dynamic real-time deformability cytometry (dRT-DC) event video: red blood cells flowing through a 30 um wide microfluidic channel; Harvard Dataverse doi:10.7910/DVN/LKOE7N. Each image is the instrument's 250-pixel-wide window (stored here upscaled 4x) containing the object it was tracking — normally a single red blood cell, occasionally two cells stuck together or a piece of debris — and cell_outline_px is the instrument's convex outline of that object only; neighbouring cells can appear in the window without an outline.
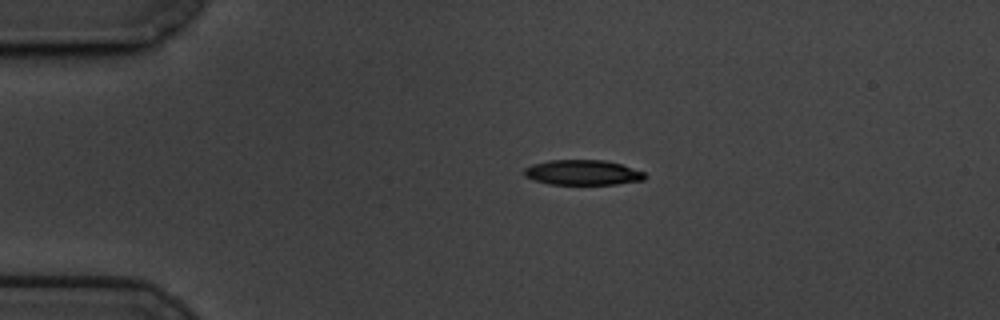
{"species": "common noctule bat (a hibernating species)", "species_latin": "Nyctalus noctula", "temperature_condition": "cold", "stored_images_in_passage": 47, "camera_frame_rate_fps": 3000, "um_per_image_px": 0.085, "animal": {"sex": "male", "body_mass_g": 19.5, "forearm_length_mm": 54.6}, "frame": {"image": 1, "passage_image": 1, "time_ms": 0.0, "image_size_px": [1000, 320], "cell_outline_px": [[648, 176], [644, 180], [616, 184], [548, 184], [524, 176], [524, 168], [532, 164], [548, 160], [604, 160], [620, 164], [644, 172]], "centroid_in_image_um": [49.53, 14.66], "position_along_channel_um": 35.5, "area_um2": 17.63}}
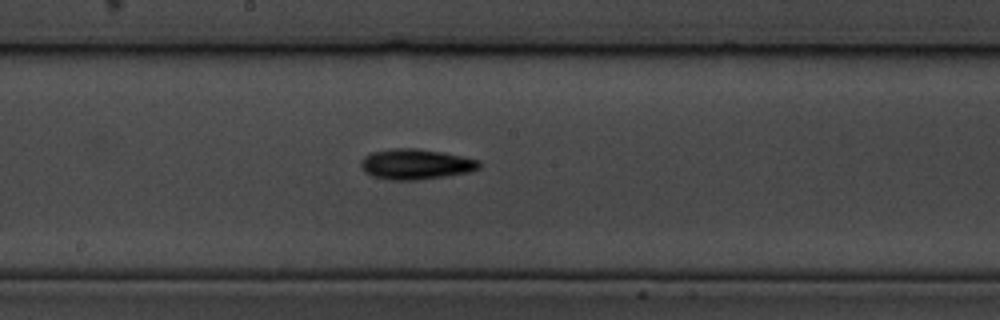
{"frame": {"image": 2, "passage_image": 20, "time_ms": 6.333, "image_size_px": [1000, 320], "cell_outline_px": [[480, 168], [468, 172], [444, 176], [416, 180], [388, 180], [372, 176], [364, 172], [360, 168], [360, 160], [368, 152], [392, 148], [416, 148], [444, 152], [464, 156], [480, 160]], "centroid_in_image_um": [35.29, 13.94], "position_along_channel_um": 212.9, "area_um2": 21.33}}
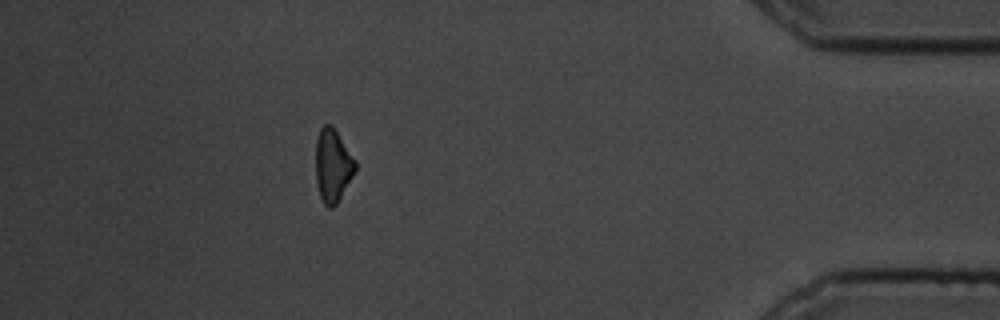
{"frame": {"image": 3, "passage_image": 41, "time_ms": 13.333, "image_size_px": [1000, 320], "cell_outline_px": [[356, 172], [336, 204], [332, 208], [328, 208], [324, 204], [320, 196], [316, 184], [316, 140], [320, 128], [324, 124], [332, 124], [356, 160]], "centroid_in_image_um": [28.29, 14.06], "position_along_channel_um": 406.9, "area_um2": 17.05}, "authors_computed_cell_mechanics": {"area_um2": 18.2648, "velocity_mm_per_s": 3.4362, "shape_relaxation_time_tau1_ms": 2.3949, "shape_relaxation_time_tau2_ms": null, "deformation_change_tau1": 0.1049, "deformation_change_tau2": null}}